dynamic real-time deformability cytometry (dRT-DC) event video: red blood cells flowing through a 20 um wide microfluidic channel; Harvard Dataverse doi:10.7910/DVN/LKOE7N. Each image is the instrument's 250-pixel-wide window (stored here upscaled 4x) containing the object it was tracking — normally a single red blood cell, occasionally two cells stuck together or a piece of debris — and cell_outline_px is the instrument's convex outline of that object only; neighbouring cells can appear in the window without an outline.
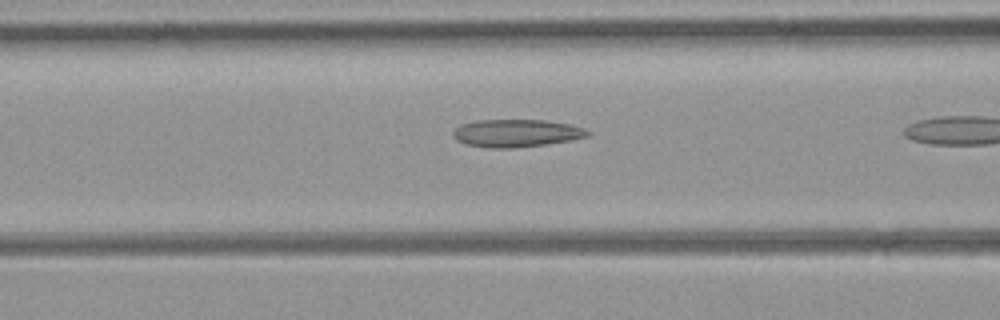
{"species": "common noctule bat (a hibernating species)", "species_latin": "Nyctalus noctula", "temperature_condition": "room temperature", "stored_images_in_passage": 8, "camera_frame_rate_fps": 3000, "um_per_image_px": 0.085, "animal": {"sex": "female", "body_mass_g": 21.9}, "frame": {"image": 1, "passage_image": 6, "time_ms": 1.667, "image_size_px": [1000, 320], "cell_outline_px": [[592, 132], [588, 136], [572, 140], [544, 144], [512, 148], [488, 148], [464, 144], [456, 140], [452, 136], [452, 132], [460, 124], [476, 120], [544, 120], [568, 124], [584, 128]], "centroid_in_image_um": [43.85, 11.32], "position_along_channel_um": 122.7, "area_um2": 21.79}}